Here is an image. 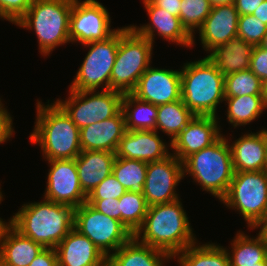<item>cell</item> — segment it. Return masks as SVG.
I'll use <instances>...</instances> for the list:
<instances>
[{"instance_id":"cell-1","label":"cell","mask_w":267,"mask_h":266,"mask_svg":"<svg viewBox=\"0 0 267 266\" xmlns=\"http://www.w3.org/2000/svg\"><path fill=\"white\" fill-rule=\"evenodd\" d=\"M190 224L180 199H177L148 207L144 221L133 237L173 258L196 243V235L193 234Z\"/></svg>"},{"instance_id":"cell-2","label":"cell","mask_w":267,"mask_h":266,"mask_svg":"<svg viewBox=\"0 0 267 266\" xmlns=\"http://www.w3.org/2000/svg\"><path fill=\"white\" fill-rule=\"evenodd\" d=\"M74 211L71 205L44 199L23 204L11 217V225L45 248H55L74 228Z\"/></svg>"},{"instance_id":"cell-3","label":"cell","mask_w":267,"mask_h":266,"mask_svg":"<svg viewBox=\"0 0 267 266\" xmlns=\"http://www.w3.org/2000/svg\"><path fill=\"white\" fill-rule=\"evenodd\" d=\"M37 116L30 133L32 144H38L44 159H75L81 152L80 129L65 111L54 101L44 105L36 103Z\"/></svg>"},{"instance_id":"cell-4","label":"cell","mask_w":267,"mask_h":266,"mask_svg":"<svg viewBox=\"0 0 267 266\" xmlns=\"http://www.w3.org/2000/svg\"><path fill=\"white\" fill-rule=\"evenodd\" d=\"M181 99L195 116H217V106L225 99V76L206 56L184 63Z\"/></svg>"},{"instance_id":"cell-5","label":"cell","mask_w":267,"mask_h":266,"mask_svg":"<svg viewBox=\"0 0 267 266\" xmlns=\"http://www.w3.org/2000/svg\"><path fill=\"white\" fill-rule=\"evenodd\" d=\"M229 143L222 135L210 146L182 161L183 177L190 175L203 191L220 201L226 196L235 173Z\"/></svg>"},{"instance_id":"cell-6","label":"cell","mask_w":267,"mask_h":266,"mask_svg":"<svg viewBox=\"0 0 267 266\" xmlns=\"http://www.w3.org/2000/svg\"><path fill=\"white\" fill-rule=\"evenodd\" d=\"M74 0H34L15 25L33 29L39 52L49 56L58 46L70 43L69 24Z\"/></svg>"},{"instance_id":"cell-7","label":"cell","mask_w":267,"mask_h":266,"mask_svg":"<svg viewBox=\"0 0 267 266\" xmlns=\"http://www.w3.org/2000/svg\"><path fill=\"white\" fill-rule=\"evenodd\" d=\"M153 43L131 26L120 28V41L110 76V89L132 93L152 62Z\"/></svg>"},{"instance_id":"cell-8","label":"cell","mask_w":267,"mask_h":266,"mask_svg":"<svg viewBox=\"0 0 267 266\" xmlns=\"http://www.w3.org/2000/svg\"><path fill=\"white\" fill-rule=\"evenodd\" d=\"M120 41V28L102 41L83 44L89 47L69 89L77 91L110 90V76Z\"/></svg>"},{"instance_id":"cell-9","label":"cell","mask_w":267,"mask_h":266,"mask_svg":"<svg viewBox=\"0 0 267 266\" xmlns=\"http://www.w3.org/2000/svg\"><path fill=\"white\" fill-rule=\"evenodd\" d=\"M221 202L243 215L251 229L267 212V173L264 170L235 172Z\"/></svg>"},{"instance_id":"cell-10","label":"cell","mask_w":267,"mask_h":266,"mask_svg":"<svg viewBox=\"0 0 267 266\" xmlns=\"http://www.w3.org/2000/svg\"><path fill=\"white\" fill-rule=\"evenodd\" d=\"M69 93V98L57 99L56 103L79 129L114 117L122 110L124 94L118 91L110 89L97 92L69 89Z\"/></svg>"},{"instance_id":"cell-11","label":"cell","mask_w":267,"mask_h":266,"mask_svg":"<svg viewBox=\"0 0 267 266\" xmlns=\"http://www.w3.org/2000/svg\"><path fill=\"white\" fill-rule=\"evenodd\" d=\"M74 229L92 241L107 258L133 237L120 221L98 212L87 202L75 208Z\"/></svg>"},{"instance_id":"cell-12","label":"cell","mask_w":267,"mask_h":266,"mask_svg":"<svg viewBox=\"0 0 267 266\" xmlns=\"http://www.w3.org/2000/svg\"><path fill=\"white\" fill-rule=\"evenodd\" d=\"M74 0L70 15L69 38L71 43L81 45L102 41L112 36L117 29H111L108 10L97 0Z\"/></svg>"},{"instance_id":"cell-13","label":"cell","mask_w":267,"mask_h":266,"mask_svg":"<svg viewBox=\"0 0 267 266\" xmlns=\"http://www.w3.org/2000/svg\"><path fill=\"white\" fill-rule=\"evenodd\" d=\"M183 178L182 161L173 154L148 163L143 193L148 207L179 199L175 188Z\"/></svg>"},{"instance_id":"cell-14","label":"cell","mask_w":267,"mask_h":266,"mask_svg":"<svg viewBox=\"0 0 267 266\" xmlns=\"http://www.w3.org/2000/svg\"><path fill=\"white\" fill-rule=\"evenodd\" d=\"M44 199L71 205L74 208L85 203L87 196L80 185L75 159L49 160Z\"/></svg>"},{"instance_id":"cell-15","label":"cell","mask_w":267,"mask_h":266,"mask_svg":"<svg viewBox=\"0 0 267 266\" xmlns=\"http://www.w3.org/2000/svg\"><path fill=\"white\" fill-rule=\"evenodd\" d=\"M132 94L156 106L181 99V73L179 70L149 66L141 75Z\"/></svg>"},{"instance_id":"cell-16","label":"cell","mask_w":267,"mask_h":266,"mask_svg":"<svg viewBox=\"0 0 267 266\" xmlns=\"http://www.w3.org/2000/svg\"><path fill=\"white\" fill-rule=\"evenodd\" d=\"M217 116H195L170 142L174 156L180 161L210 146L222 136Z\"/></svg>"},{"instance_id":"cell-17","label":"cell","mask_w":267,"mask_h":266,"mask_svg":"<svg viewBox=\"0 0 267 266\" xmlns=\"http://www.w3.org/2000/svg\"><path fill=\"white\" fill-rule=\"evenodd\" d=\"M144 7L148 12L150 23L131 27L141 36L154 42L155 31L167 41L174 42L183 47L193 46V36L182 25L179 17L169 14L166 10L157 7L151 0H143Z\"/></svg>"},{"instance_id":"cell-18","label":"cell","mask_w":267,"mask_h":266,"mask_svg":"<svg viewBox=\"0 0 267 266\" xmlns=\"http://www.w3.org/2000/svg\"><path fill=\"white\" fill-rule=\"evenodd\" d=\"M156 130L126 131L122 136L116 157L140 160L146 163L160 161L171 155V144L160 138ZM170 147V148H168Z\"/></svg>"},{"instance_id":"cell-19","label":"cell","mask_w":267,"mask_h":266,"mask_svg":"<svg viewBox=\"0 0 267 266\" xmlns=\"http://www.w3.org/2000/svg\"><path fill=\"white\" fill-rule=\"evenodd\" d=\"M238 11L234 4L217 5L198 29L202 47L211 51L237 37Z\"/></svg>"},{"instance_id":"cell-20","label":"cell","mask_w":267,"mask_h":266,"mask_svg":"<svg viewBox=\"0 0 267 266\" xmlns=\"http://www.w3.org/2000/svg\"><path fill=\"white\" fill-rule=\"evenodd\" d=\"M127 131L124 113L90 124L80 129L82 151H108L116 153L122 136Z\"/></svg>"},{"instance_id":"cell-21","label":"cell","mask_w":267,"mask_h":266,"mask_svg":"<svg viewBox=\"0 0 267 266\" xmlns=\"http://www.w3.org/2000/svg\"><path fill=\"white\" fill-rule=\"evenodd\" d=\"M58 266H107V257L74 228L55 247Z\"/></svg>"},{"instance_id":"cell-22","label":"cell","mask_w":267,"mask_h":266,"mask_svg":"<svg viewBox=\"0 0 267 266\" xmlns=\"http://www.w3.org/2000/svg\"><path fill=\"white\" fill-rule=\"evenodd\" d=\"M235 172L264 170L266 150V129L246 133L230 145Z\"/></svg>"},{"instance_id":"cell-23","label":"cell","mask_w":267,"mask_h":266,"mask_svg":"<svg viewBox=\"0 0 267 266\" xmlns=\"http://www.w3.org/2000/svg\"><path fill=\"white\" fill-rule=\"evenodd\" d=\"M116 153L108 151H82L76 158L80 185L87 196L112 173Z\"/></svg>"},{"instance_id":"cell-24","label":"cell","mask_w":267,"mask_h":266,"mask_svg":"<svg viewBox=\"0 0 267 266\" xmlns=\"http://www.w3.org/2000/svg\"><path fill=\"white\" fill-rule=\"evenodd\" d=\"M254 45L236 37L212 49L206 57L224 76L248 70Z\"/></svg>"},{"instance_id":"cell-25","label":"cell","mask_w":267,"mask_h":266,"mask_svg":"<svg viewBox=\"0 0 267 266\" xmlns=\"http://www.w3.org/2000/svg\"><path fill=\"white\" fill-rule=\"evenodd\" d=\"M44 248L11 225L0 247V266H29Z\"/></svg>"},{"instance_id":"cell-26","label":"cell","mask_w":267,"mask_h":266,"mask_svg":"<svg viewBox=\"0 0 267 266\" xmlns=\"http://www.w3.org/2000/svg\"><path fill=\"white\" fill-rule=\"evenodd\" d=\"M172 257L161 250L138 242L132 237L107 258L108 266H165Z\"/></svg>"},{"instance_id":"cell-27","label":"cell","mask_w":267,"mask_h":266,"mask_svg":"<svg viewBox=\"0 0 267 266\" xmlns=\"http://www.w3.org/2000/svg\"><path fill=\"white\" fill-rule=\"evenodd\" d=\"M134 107V109H132ZM122 111L128 131L156 129L157 106L138 99L132 93L123 95Z\"/></svg>"},{"instance_id":"cell-28","label":"cell","mask_w":267,"mask_h":266,"mask_svg":"<svg viewBox=\"0 0 267 266\" xmlns=\"http://www.w3.org/2000/svg\"><path fill=\"white\" fill-rule=\"evenodd\" d=\"M232 242L231 252L226 249L230 266H252L267 258V245L259 236L251 238L239 231Z\"/></svg>"},{"instance_id":"cell-29","label":"cell","mask_w":267,"mask_h":266,"mask_svg":"<svg viewBox=\"0 0 267 266\" xmlns=\"http://www.w3.org/2000/svg\"><path fill=\"white\" fill-rule=\"evenodd\" d=\"M189 245L173 258L180 266H230L226 248L215 243Z\"/></svg>"},{"instance_id":"cell-30","label":"cell","mask_w":267,"mask_h":266,"mask_svg":"<svg viewBox=\"0 0 267 266\" xmlns=\"http://www.w3.org/2000/svg\"><path fill=\"white\" fill-rule=\"evenodd\" d=\"M195 115L184 105L183 100H177L157 106L156 131L171 136L172 142L187 126Z\"/></svg>"},{"instance_id":"cell-31","label":"cell","mask_w":267,"mask_h":266,"mask_svg":"<svg viewBox=\"0 0 267 266\" xmlns=\"http://www.w3.org/2000/svg\"><path fill=\"white\" fill-rule=\"evenodd\" d=\"M224 101L228 105L227 120L234 128L250 124L267 109L263 95L225 97Z\"/></svg>"},{"instance_id":"cell-32","label":"cell","mask_w":267,"mask_h":266,"mask_svg":"<svg viewBox=\"0 0 267 266\" xmlns=\"http://www.w3.org/2000/svg\"><path fill=\"white\" fill-rule=\"evenodd\" d=\"M147 164L140 160L116 157L112 174L127 191L143 194Z\"/></svg>"},{"instance_id":"cell-33","label":"cell","mask_w":267,"mask_h":266,"mask_svg":"<svg viewBox=\"0 0 267 266\" xmlns=\"http://www.w3.org/2000/svg\"><path fill=\"white\" fill-rule=\"evenodd\" d=\"M119 221L132 233L142 225L148 205L143 194L126 191L119 199Z\"/></svg>"},{"instance_id":"cell-34","label":"cell","mask_w":267,"mask_h":266,"mask_svg":"<svg viewBox=\"0 0 267 266\" xmlns=\"http://www.w3.org/2000/svg\"><path fill=\"white\" fill-rule=\"evenodd\" d=\"M263 95V82L248 69L225 76V97Z\"/></svg>"},{"instance_id":"cell-35","label":"cell","mask_w":267,"mask_h":266,"mask_svg":"<svg viewBox=\"0 0 267 266\" xmlns=\"http://www.w3.org/2000/svg\"><path fill=\"white\" fill-rule=\"evenodd\" d=\"M211 8L209 0H181L179 18L182 25L193 36V44H195V29L198 30L202 26Z\"/></svg>"},{"instance_id":"cell-36","label":"cell","mask_w":267,"mask_h":266,"mask_svg":"<svg viewBox=\"0 0 267 266\" xmlns=\"http://www.w3.org/2000/svg\"><path fill=\"white\" fill-rule=\"evenodd\" d=\"M267 34V25L253 15L238 17L237 37L253 45H259Z\"/></svg>"},{"instance_id":"cell-37","label":"cell","mask_w":267,"mask_h":266,"mask_svg":"<svg viewBox=\"0 0 267 266\" xmlns=\"http://www.w3.org/2000/svg\"><path fill=\"white\" fill-rule=\"evenodd\" d=\"M126 191L111 173L87 195V200L119 199Z\"/></svg>"},{"instance_id":"cell-38","label":"cell","mask_w":267,"mask_h":266,"mask_svg":"<svg viewBox=\"0 0 267 266\" xmlns=\"http://www.w3.org/2000/svg\"><path fill=\"white\" fill-rule=\"evenodd\" d=\"M33 2L34 0H0V18L16 24Z\"/></svg>"},{"instance_id":"cell-39","label":"cell","mask_w":267,"mask_h":266,"mask_svg":"<svg viewBox=\"0 0 267 266\" xmlns=\"http://www.w3.org/2000/svg\"><path fill=\"white\" fill-rule=\"evenodd\" d=\"M249 69L262 82L267 80V49L254 45Z\"/></svg>"},{"instance_id":"cell-40","label":"cell","mask_w":267,"mask_h":266,"mask_svg":"<svg viewBox=\"0 0 267 266\" xmlns=\"http://www.w3.org/2000/svg\"><path fill=\"white\" fill-rule=\"evenodd\" d=\"M86 202L98 212L119 221L118 199L86 200Z\"/></svg>"},{"instance_id":"cell-41","label":"cell","mask_w":267,"mask_h":266,"mask_svg":"<svg viewBox=\"0 0 267 266\" xmlns=\"http://www.w3.org/2000/svg\"><path fill=\"white\" fill-rule=\"evenodd\" d=\"M13 120L8 113L7 109L4 108V104L0 107V144L9 140L13 133Z\"/></svg>"},{"instance_id":"cell-42","label":"cell","mask_w":267,"mask_h":266,"mask_svg":"<svg viewBox=\"0 0 267 266\" xmlns=\"http://www.w3.org/2000/svg\"><path fill=\"white\" fill-rule=\"evenodd\" d=\"M29 266H58L55 248H44Z\"/></svg>"},{"instance_id":"cell-43","label":"cell","mask_w":267,"mask_h":266,"mask_svg":"<svg viewBox=\"0 0 267 266\" xmlns=\"http://www.w3.org/2000/svg\"><path fill=\"white\" fill-rule=\"evenodd\" d=\"M265 0H235L234 6L240 15H252Z\"/></svg>"},{"instance_id":"cell-44","label":"cell","mask_w":267,"mask_h":266,"mask_svg":"<svg viewBox=\"0 0 267 266\" xmlns=\"http://www.w3.org/2000/svg\"><path fill=\"white\" fill-rule=\"evenodd\" d=\"M157 7H160L169 14L179 17L181 8V0H151Z\"/></svg>"},{"instance_id":"cell-45","label":"cell","mask_w":267,"mask_h":266,"mask_svg":"<svg viewBox=\"0 0 267 266\" xmlns=\"http://www.w3.org/2000/svg\"><path fill=\"white\" fill-rule=\"evenodd\" d=\"M260 227V231L257 234L267 245V212L253 225L251 229H258Z\"/></svg>"},{"instance_id":"cell-46","label":"cell","mask_w":267,"mask_h":266,"mask_svg":"<svg viewBox=\"0 0 267 266\" xmlns=\"http://www.w3.org/2000/svg\"><path fill=\"white\" fill-rule=\"evenodd\" d=\"M252 15L267 25V0L263 1Z\"/></svg>"},{"instance_id":"cell-47","label":"cell","mask_w":267,"mask_h":266,"mask_svg":"<svg viewBox=\"0 0 267 266\" xmlns=\"http://www.w3.org/2000/svg\"><path fill=\"white\" fill-rule=\"evenodd\" d=\"M0 204H1V201H0ZM10 226H11V218L9 222H6V221L4 222L3 219L0 218V247L4 239L5 233Z\"/></svg>"},{"instance_id":"cell-48","label":"cell","mask_w":267,"mask_h":266,"mask_svg":"<svg viewBox=\"0 0 267 266\" xmlns=\"http://www.w3.org/2000/svg\"><path fill=\"white\" fill-rule=\"evenodd\" d=\"M235 0H209L211 6L234 4Z\"/></svg>"},{"instance_id":"cell-49","label":"cell","mask_w":267,"mask_h":266,"mask_svg":"<svg viewBox=\"0 0 267 266\" xmlns=\"http://www.w3.org/2000/svg\"><path fill=\"white\" fill-rule=\"evenodd\" d=\"M263 100L265 106L267 107V80L263 82Z\"/></svg>"},{"instance_id":"cell-50","label":"cell","mask_w":267,"mask_h":266,"mask_svg":"<svg viewBox=\"0 0 267 266\" xmlns=\"http://www.w3.org/2000/svg\"><path fill=\"white\" fill-rule=\"evenodd\" d=\"M264 171L267 173V129H266V150H265V165Z\"/></svg>"},{"instance_id":"cell-51","label":"cell","mask_w":267,"mask_h":266,"mask_svg":"<svg viewBox=\"0 0 267 266\" xmlns=\"http://www.w3.org/2000/svg\"><path fill=\"white\" fill-rule=\"evenodd\" d=\"M262 48L267 49V34L264 36V39L262 42L259 44Z\"/></svg>"},{"instance_id":"cell-52","label":"cell","mask_w":267,"mask_h":266,"mask_svg":"<svg viewBox=\"0 0 267 266\" xmlns=\"http://www.w3.org/2000/svg\"><path fill=\"white\" fill-rule=\"evenodd\" d=\"M252 266H267V258L263 262L257 263V264L252 265Z\"/></svg>"},{"instance_id":"cell-53","label":"cell","mask_w":267,"mask_h":266,"mask_svg":"<svg viewBox=\"0 0 267 266\" xmlns=\"http://www.w3.org/2000/svg\"><path fill=\"white\" fill-rule=\"evenodd\" d=\"M0 189H1V187H0ZM0 201H3V195H2L1 190H0Z\"/></svg>"}]
</instances>
